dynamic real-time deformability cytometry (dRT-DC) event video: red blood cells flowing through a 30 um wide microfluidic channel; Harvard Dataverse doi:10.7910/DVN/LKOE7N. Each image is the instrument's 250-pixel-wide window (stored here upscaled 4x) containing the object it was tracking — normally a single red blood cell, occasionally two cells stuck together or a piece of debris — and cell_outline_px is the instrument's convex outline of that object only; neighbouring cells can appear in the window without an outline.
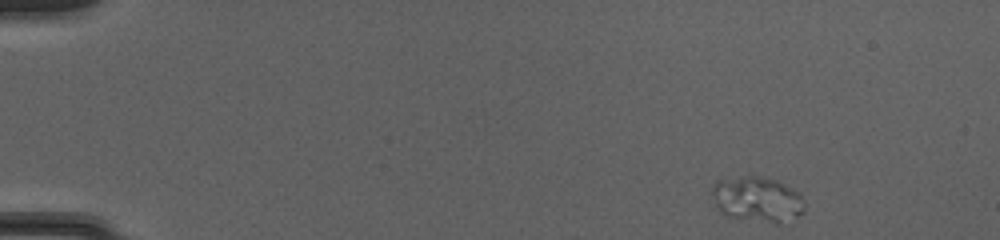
{"species": "common noctule bat (a hibernating species)", "species_latin": "Nyctalus noctula", "temperature_condition": "cold", "stored_images_in_passage": 46, "camera_frame_rate_fps": 3000, "um_per_image_px": 0.085, "animal": {"sex": "female", "body_mass_g": 20.0, "forearm_length_mm": 54.0}, "frame": {"image": 1, "passage_image": 1, "time_ms": 0.0, "image_size_px": [1000, 240], "cell_outline_px": [[804, 212], [780, 224], [776, 224], [728, 216], [716, 204], [712, 192], [712, 188], [716, 180], [744, 176], [760, 176], [776, 180], [796, 192], [804, 200]], "centroid_in_image_um": [64.38, 16.94], "position_along_channel_um": 20.6, "area_um2": 24.04}}
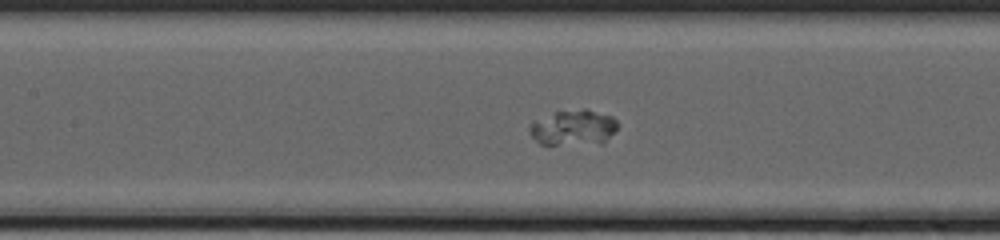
{"frame": {"image": 2, "passage_image": 20, "time_ms": 6.333, "image_size_px": [1000, 240], "cell_outline_px": [[616, 128], [604, 144], [540, 144], [528, 132], [528, 128], [532, 124], [556, 112], [584, 108], [612, 116], [616, 120]], "centroid_in_image_um": [48.78, 10.87], "position_along_channel_um": 158.6, "area_um2": 17.92}}
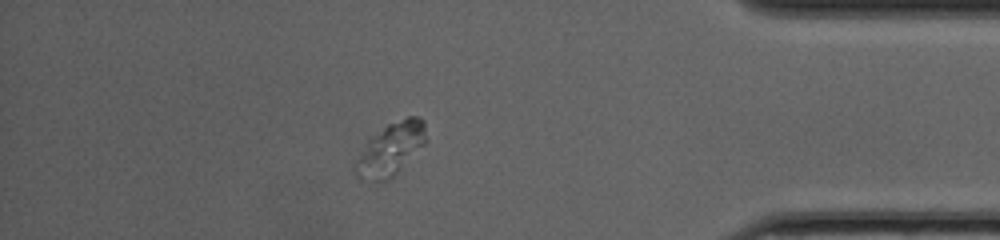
{"frame": {"image": 3, "passage_image": 40, "time_ms": 13.0, "image_size_px": [1000, 240], "cell_outline_px": [[428, 140], [388, 180], [360, 180], [356, 176], [352, 168], [352, 164], [368, 140], [388, 124], [408, 116], [420, 116], [424, 120]], "centroid_in_image_um": [33.18, 12.67], "position_along_channel_um": 402.0, "area_um2": 21.56}}